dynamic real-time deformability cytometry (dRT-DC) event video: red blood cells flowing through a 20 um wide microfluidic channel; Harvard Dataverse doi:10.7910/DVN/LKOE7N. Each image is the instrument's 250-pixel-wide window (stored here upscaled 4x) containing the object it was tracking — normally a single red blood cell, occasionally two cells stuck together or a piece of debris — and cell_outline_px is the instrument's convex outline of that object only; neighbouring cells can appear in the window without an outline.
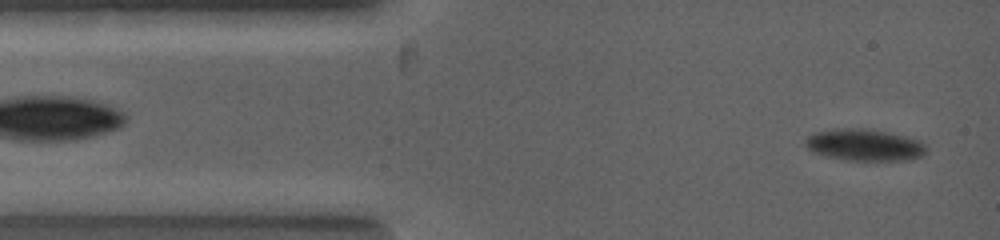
{"species": "common noctule bat (a hibernating species)", "species_latin": "Nyctalus noctula", "temperature_condition": "warm", "stored_images_in_passage": 3, "camera_frame_rate_fps": 5000, "um_per_image_px": 0.085, "animal": {"sex": "female", "body_mass_g": 19.0, "forearm_length_mm": 53.3}, "frame": {"image": 1, "passage_image": 3, "time_ms": 1.4, "image_size_px": [1000, 240], "cell_outline_px": [[928, 148], [924, 156], [908, 160], [844, 160], [824, 156], [812, 152], [804, 144], [804, 140], [808, 136], [816, 132], [832, 128], [864, 128], [904, 136], [920, 140]], "centroid_in_image_um": [73.46, 12.32], "position_along_channel_um": 11.5, "area_um2": 22.6}}